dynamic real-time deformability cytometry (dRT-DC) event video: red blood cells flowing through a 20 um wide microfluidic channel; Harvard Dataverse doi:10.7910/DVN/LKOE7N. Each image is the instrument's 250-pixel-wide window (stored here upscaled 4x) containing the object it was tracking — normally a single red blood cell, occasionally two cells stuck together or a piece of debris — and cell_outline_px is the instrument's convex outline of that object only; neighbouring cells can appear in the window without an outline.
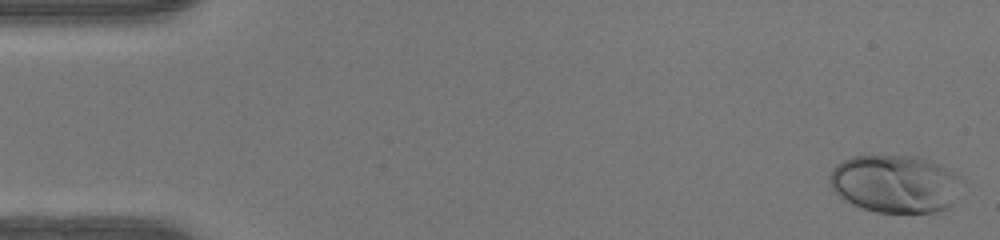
{"species": "human", "species_latin": "Homo sapiens", "temperature_condition": "warm", "stored_images_in_passage": 49, "camera_frame_rate_fps": 3000, "um_per_image_px": 0.085, "donor": {"sex": "female"}, "frame": {"image": 1, "passage_image": 1, "time_ms": 0.0, "image_size_px": [1000, 240], "cell_outline_px": [[964, 180], [952, 204], [948, 208], [936, 212], [876, 212], [852, 204], [844, 200], [832, 188], [828, 180], [828, 176], [832, 168], [836, 164], [852, 156], [916, 156], [932, 160], [948, 168], [960, 176]], "centroid_in_image_um": [76.11, 15.61], "position_along_channel_um": 8.9, "area_um2": 44.91}}
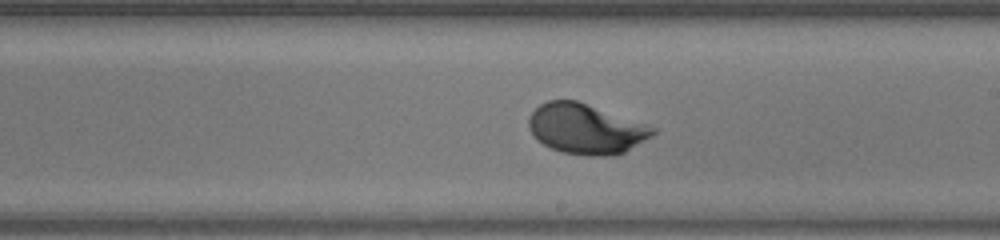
{"frame": {"image": 2, "passage_image": 28, "time_ms": 9.0, "image_size_px": [1000, 240], "cell_outline_px": [[660, 128], [652, 136], [624, 152], [612, 156], [588, 156], [564, 152], [552, 148], [536, 140], [528, 128], [528, 116], [540, 104], [548, 100], [576, 100]], "centroid_in_image_um": [49.81, 10.95], "position_along_channel_um": 239.2, "area_um2": 36.41}}
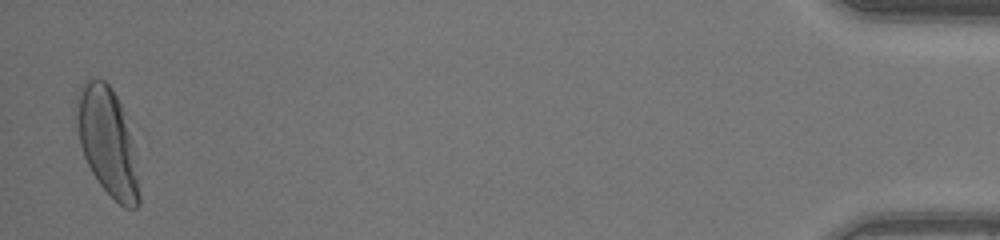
{"frame": {"image": 3, "passage_image": 48, "time_ms": 15.667, "image_size_px": [1000, 240], "cell_outline_px": [[140, 204], [136, 208], [124, 208], [96, 180], [84, 156], [80, 144], [76, 120], [76, 96], [80, 84], [92, 76], [104, 80], [112, 88], [120, 104], [128, 136], [140, 196]], "centroid_in_image_um": [9.05, 11.99], "position_along_channel_um": 426.2, "area_um2": 37.92}, "authors_computed_cell_mechanics": {"area_um2": 36.0094, "velocity_mm_per_s": 4.2004, "shape_relaxation_time_tau1_ms": 2.1581, "shape_relaxation_time_tau2_ms": null, "deformation_change_tau1": 0.1685, "deformation_change_tau2": null}}